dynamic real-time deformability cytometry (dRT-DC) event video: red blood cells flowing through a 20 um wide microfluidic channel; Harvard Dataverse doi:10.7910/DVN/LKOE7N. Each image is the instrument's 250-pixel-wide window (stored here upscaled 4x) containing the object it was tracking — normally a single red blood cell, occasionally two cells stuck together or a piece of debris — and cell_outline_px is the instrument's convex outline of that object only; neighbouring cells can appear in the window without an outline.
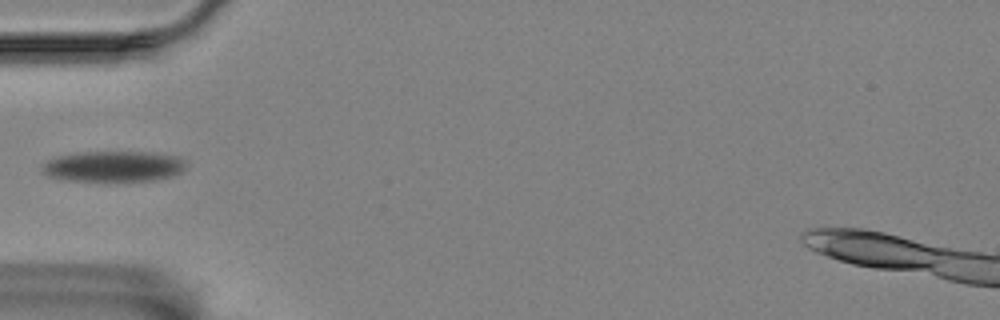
{"species": "Egyptian fruit bat (a non-hibernating species)", "species_latin": "Rousettus aegyptiacus", "temperature_condition": "room temperature", "stored_images_in_passage": 7, "camera_frame_rate_fps": 3000, "um_per_image_px": 0.085, "animal": {"sex": "female"}, "frame": {"image": 1, "passage_image": 1, "time_ms": 0.0, "image_size_px": [1000, 320], "cell_outline_px": [[184, 168], [180, 172], [172, 176], [156, 180], [116, 184], [104, 184], [68, 180], [48, 176], [40, 168], [40, 164], [48, 160], [60, 156], [80, 152], [148, 152], [176, 156], [184, 160]], "centroid_in_image_um": [9.61, 14.2], "position_along_channel_um": 75.4, "area_um2": 26.82}}
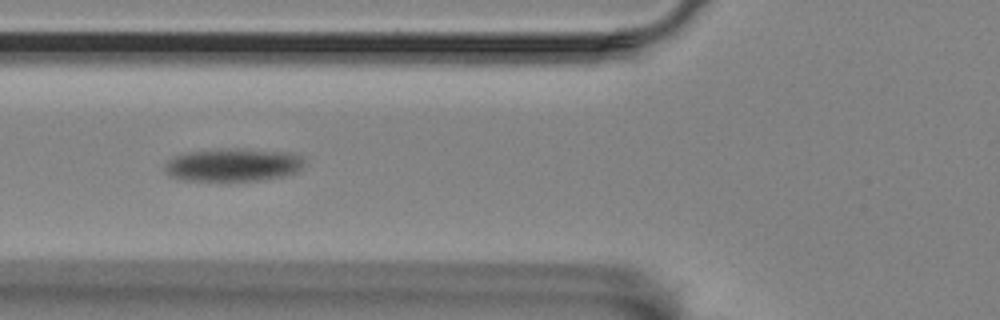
{"frame": {"image": 2, "passage_image": 4, "time_ms": 1.0, "image_size_px": [1000, 320], "cell_outline_px": [[304, 164], [296, 172], [284, 176], [260, 180], [184, 180], [168, 176], [164, 172], [164, 164], [172, 156], [188, 152], [216, 148], [240, 148], [292, 152], [304, 156]], "centroid_in_image_um": [19.8, 13.99], "position_along_channel_um": 106.0, "area_um2": 27.34}}
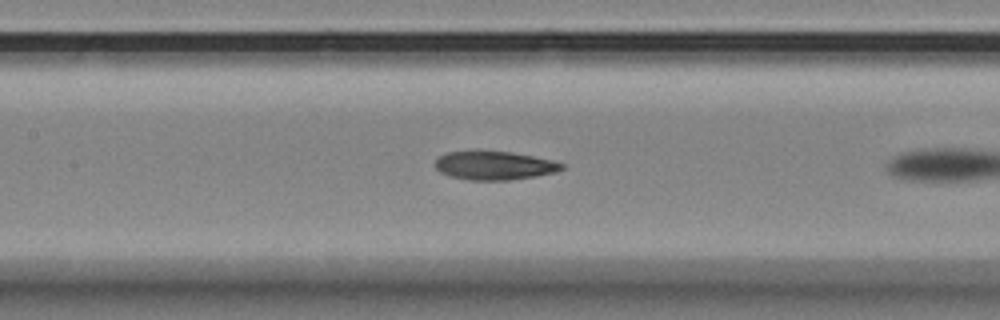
{"frame": {"image": 3, "passage_image": 6, "time_ms": 1.667, "image_size_px": [1000, 320], "cell_outline_px": [[564, 168], [556, 172], [536, 176], [508, 180], [468, 180], [448, 176], [440, 172], [436, 168], [436, 160], [440, 156], [448, 152], [512, 152], [552, 160], [564, 164]], "centroid_in_image_um": [42.04, 14.09], "position_along_channel_um": 165.4, "area_um2": 20.81}}